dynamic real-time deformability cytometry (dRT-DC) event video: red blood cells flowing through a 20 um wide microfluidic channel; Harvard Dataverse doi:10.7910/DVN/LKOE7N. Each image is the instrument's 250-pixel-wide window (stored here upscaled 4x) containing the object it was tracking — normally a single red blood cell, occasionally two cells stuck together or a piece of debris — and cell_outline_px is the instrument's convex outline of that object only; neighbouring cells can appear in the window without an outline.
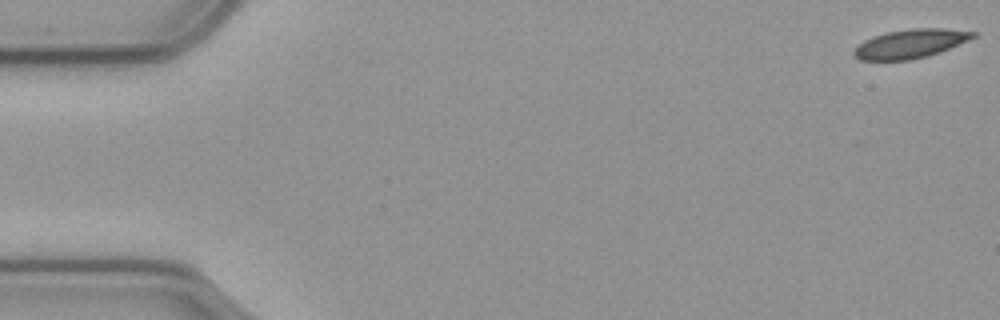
{"species": "common noctule bat (a hibernating species)", "species_latin": "Nyctalus noctula", "temperature_condition": "cold", "stored_images_in_passage": 10, "camera_frame_rate_fps": 3000, "um_per_image_px": 0.085, "animal": {"sex": "male", "body_mass_g": 23.1, "forearm_length_mm": 52.7}, "frame": {"image": 1, "passage_image": 1, "time_ms": 0.0, "image_size_px": [1000, 320], "cell_outline_px": [[976, 36], [968, 40], [948, 48], [924, 56], [908, 60], [860, 60], [852, 52], [864, 40], [872, 36], [888, 32], [912, 28], [944, 28], [976, 32]], "centroid_in_image_um": [77.36, 3.7], "position_along_channel_um": 7.6, "area_um2": 19.59}}